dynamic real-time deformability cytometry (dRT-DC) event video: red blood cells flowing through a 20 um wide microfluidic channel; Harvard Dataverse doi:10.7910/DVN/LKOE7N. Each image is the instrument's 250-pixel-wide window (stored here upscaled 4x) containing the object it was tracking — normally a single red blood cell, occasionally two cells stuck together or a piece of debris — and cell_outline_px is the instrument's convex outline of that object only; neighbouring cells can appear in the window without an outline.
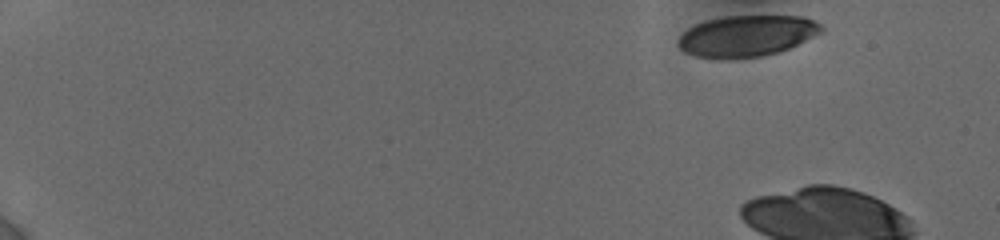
{"species": "human", "species_latin": "Homo sapiens", "temperature_condition": "cold", "stored_images_in_passage": 3, "camera_frame_rate_fps": 3000, "um_per_image_px": 0.085, "donor": {"sex": "female"}, "frame": {"image": 1, "passage_image": 1, "time_ms": 0.0, "image_size_px": [1000, 240], "cell_outline_px": [[824, 28], [820, 32], [788, 48], [764, 56], [728, 60], [696, 56], [684, 52], [676, 44], [676, 40], [688, 28], [704, 20], [724, 16], [804, 16], [820, 24]], "centroid_in_image_um": [63.4, 3.06], "position_along_channel_um": 21.6, "area_um2": 34.45}}